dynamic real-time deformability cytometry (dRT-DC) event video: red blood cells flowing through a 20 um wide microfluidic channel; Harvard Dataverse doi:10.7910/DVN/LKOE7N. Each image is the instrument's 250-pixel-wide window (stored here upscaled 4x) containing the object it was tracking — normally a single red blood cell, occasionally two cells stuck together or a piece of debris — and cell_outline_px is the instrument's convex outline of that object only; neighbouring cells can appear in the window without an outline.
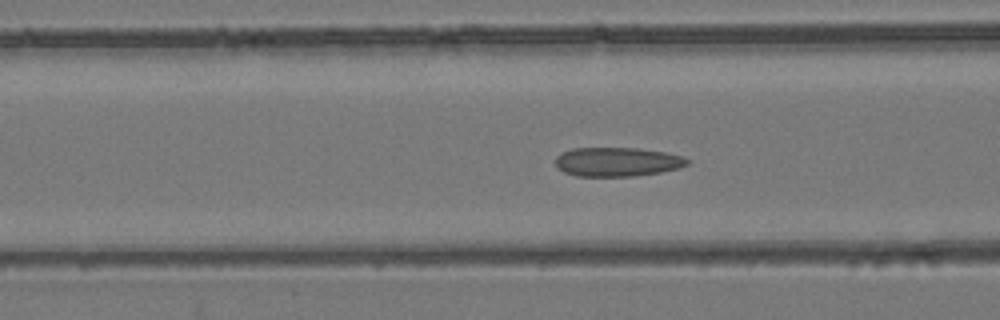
{"species": "common noctule bat (a hibernating species)", "species_latin": "Nyctalus noctula", "temperature_condition": "room temperature", "stored_images_in_passage": 32, "camera_frame_rate_fps": 3000, "um_per_image_px": 0.085, "animal": {"sex": "female", "body_mass_g": 24.6, "forearm_length_mm": 56.2}, "frame": {"image": 1, "passage_image": 9, "time_ms": 2.667, "image_size_px": [1000, 320], "cell_outline_px": [[688, 164], [680, 168], [660, 172], [632, 176], [576, 176], [564, 172], [556, 168], [556, 156], [560, 152], [572, 148], [636, 148], [664, 152], [680, 156], [688, 160]], "centroid_in_image_um": [52.4, 13.76], "position_along_channel_um": 114.2, "area_um2": 22.31}}
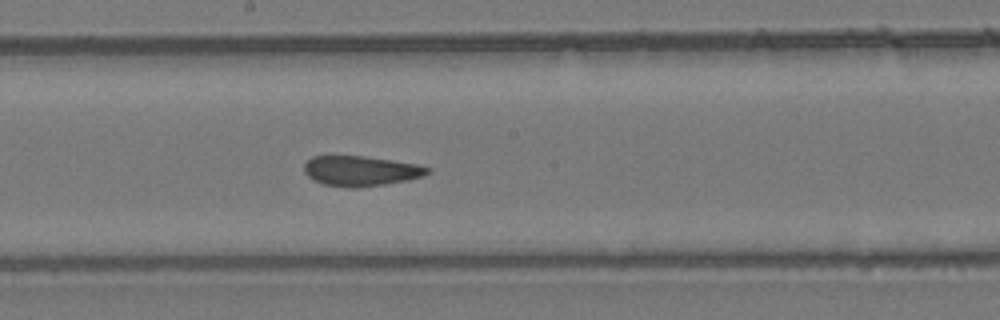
{"frame": {"image": 2, "passage_image": 17, "time_ms": 5.333, "image_size_px": [1000, 320], "cell_outline_px": [[432, 168], [424, 176], [408, 180], [384, 184], [356, 188], [344, 188], [324, 184], [308, 176], [304, 172], [304, 164], [312, 156], [364, 156], [392, 160], [416, 164]], "centroid_in_image_um": [30.67, 14.53], "position_along_channel_um": 217.5, "area_um2": 21.62}}
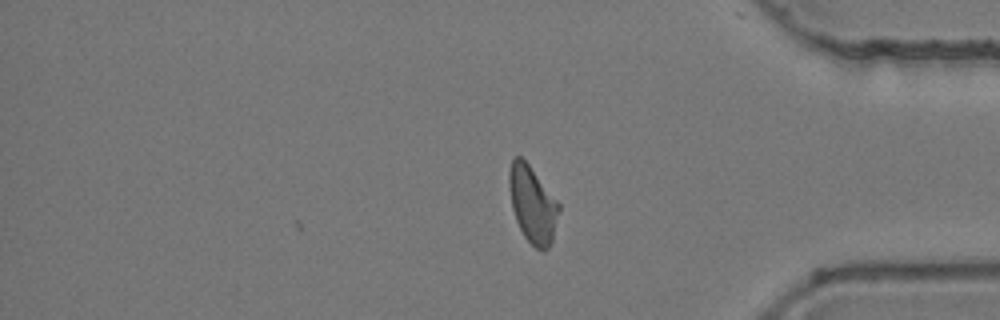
{"frame": {"image": 3, "passage_image": 32, "time_ms": 10.333, "image_size_px": [1000, 320], "cell_outline_px": [[560, 208], [552, 240], [548, 248], [544, 252], [536, 248], [524, 236], [516, 220], [512, 208], [508, 184], [508, 172], [512, 160], [516, 156], [520, 156], [528, 164], [560, 204]], "centroid_in_image_um": [45.25, 17.38], "position_along_channel_um": 389.9, "area_um2": 22.02}, "authors_computed_cell_mechanics": {"area_um2": 22.2241, "velocity_mm_per_s": 3.8702, "shape_relaxation_time_tau1_ms": null, "shape_relaxation_time_tau2_ms": 2.1324, "deformation_change_tau1": null, "deformation_change_tau2": 0.1016}}